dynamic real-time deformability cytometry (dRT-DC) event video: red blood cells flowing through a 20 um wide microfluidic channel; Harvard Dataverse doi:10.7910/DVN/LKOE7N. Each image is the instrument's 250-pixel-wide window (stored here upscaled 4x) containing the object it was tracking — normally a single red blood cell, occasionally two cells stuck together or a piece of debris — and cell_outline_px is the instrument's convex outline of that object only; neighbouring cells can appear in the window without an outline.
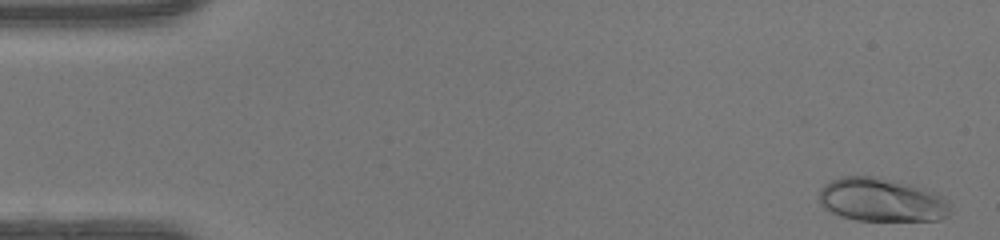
{"species": "human", "species_latin": "Homo sapiens", "temperature_condition": "warm", "stored_images_in_passage": 48, "camera_frame_rate_fps": 3000, "um_per_image_px": 0.085, "donor": {"sex": "female"}, "frame": {"image": 1, "passage_image": 2, "time_ms": 0.333, "image_size_px": [1000, 240], "cell_outline_px": [[948, 216], [940, 220], [856, 220], [840, 216], [824, 208], [816, 200], [816, 196], [820, 188], [824, 184], [840, 176], [876, 176], [924, 188], [936, 192], [944, 196], [948, 200]], "centroid_in_image_um": [74.88, 16.98], "position_along_channel_um": 10.1, "area_um2": 33.58}}
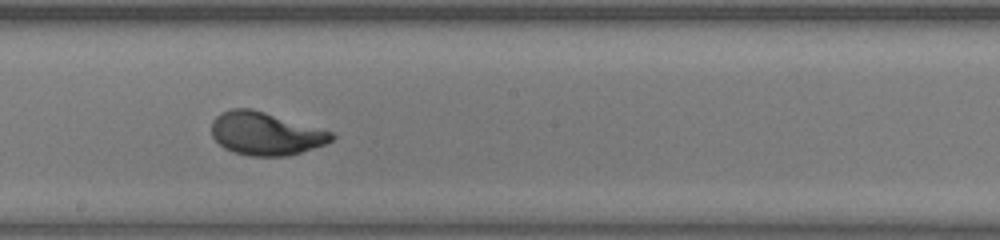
{"frame": {"image": 2, "passage_image": 27, "time_ms": 8.667, "image_size_px": [1000, 240], "cell_outline_px": [[336, 136], [332, 140], [324, 144], [288, 156], [248, 156], [232, 152], [224, 148], [212, 136], [212, 120], [220, 112], [232, 108], [252, 108], [332, 132]], "centroid_in_image_um": [22.53, 11.35], "position_along_channel_um": 225.7, "area_um2": 30.0}}
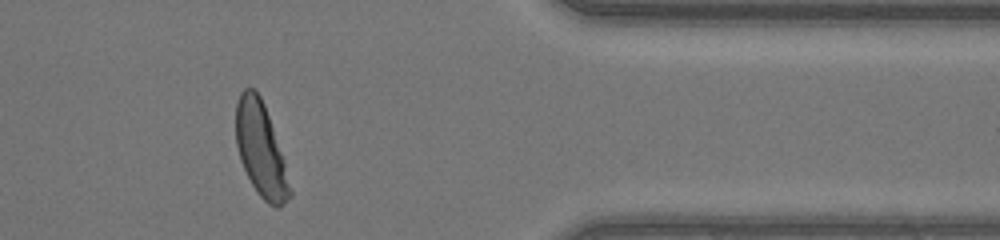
{"frame": {"image": 3, "passage_image": 40, "time_ms": 13.0, "image_size_px": [1000, 240], "cell_outline_px": [[292, 196], [280, 208], [276, 208], [268, 204], [260, 196], [252, 184], [240, 160], [236, 144], [236, 104], [240, 92], [244, 88], [256, 88], [264, 104], [284, 160], [292, 192]], "centroid_in_image_um": [22.17, 12.73], "position_along_channel_um": 389.2, "area_um2": 29.42}, "authors_computed_cell_mechanics": {"area_um2": 30.0271, "velocity_mm_per_s": 4.2889, "shape_relaxation_time_tau1_ms": 2.8011, "shape_relaxation_time_tau2_ms": null, "deformation_change_tau1": 0.1771, "deformation_change_tau2": null}}